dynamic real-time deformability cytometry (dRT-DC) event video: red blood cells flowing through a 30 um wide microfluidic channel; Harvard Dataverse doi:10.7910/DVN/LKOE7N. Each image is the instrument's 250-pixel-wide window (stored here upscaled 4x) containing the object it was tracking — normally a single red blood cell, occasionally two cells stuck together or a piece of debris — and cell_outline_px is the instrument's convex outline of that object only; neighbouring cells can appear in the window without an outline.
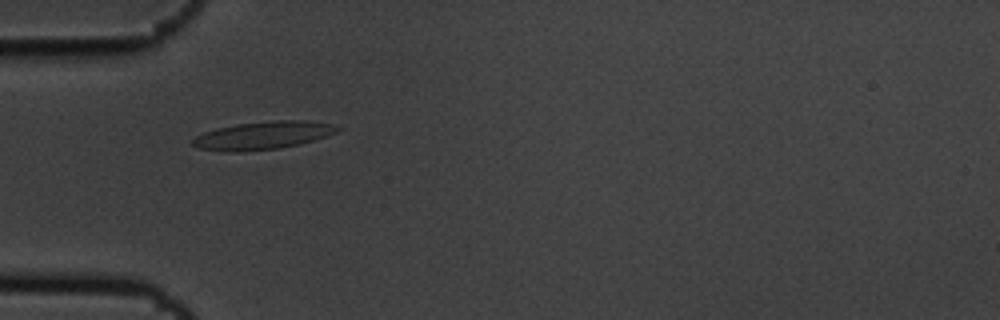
{"species": "common noctule bat (a hibernating species)", "species_latin": "Nyctalus noctula", "temperature_condition": "cold", "stored_images_in_passage": 1, "camera_frame_rate_fps": 3000, "um_per_image_px": 0.085, "animal": {"sex": "male", "body_mass_g": 19.5, "forearm_length_mm": 54.6}, "frame": {"image": 1, "passage_image": 1, "time_ms": 0.0, "image_size_px": [1000, 320], "cell_outline_px": [[344, 128], [328, 136], [300, 144], [280, 148], [236, 152], [200, 148], [192, 144], [192, 140], [196, 136], [204, 132], [216, 128], [236, 124], [276, 120], [304, 120], [332, 124]], "centroid_in_image_um": [22.4, 11.5], "position_along_channel_um": 62.6, "area_um2": 23.47}}